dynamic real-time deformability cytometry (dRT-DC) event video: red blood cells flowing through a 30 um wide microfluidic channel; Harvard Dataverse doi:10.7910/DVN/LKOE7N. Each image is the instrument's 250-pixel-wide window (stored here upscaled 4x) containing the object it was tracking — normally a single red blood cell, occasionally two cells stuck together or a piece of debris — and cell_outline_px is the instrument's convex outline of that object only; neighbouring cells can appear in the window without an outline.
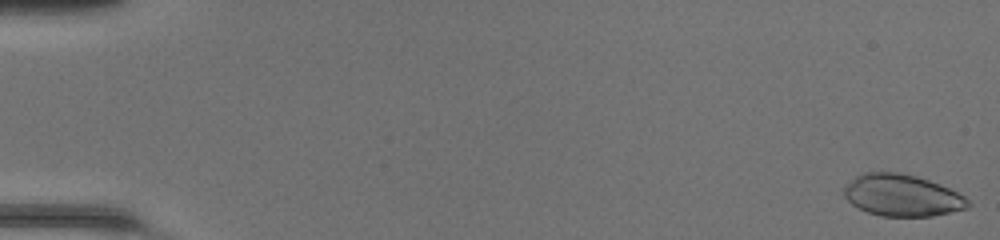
{"species": "common noctule bat (a hibernating species)", "species_latin": "Nyctalus noctula", "temperature_condition": "room temperature", "stored_images_in_passage": 49, "camera_frame_rate_fps": 3000, "um_per_image_px": 0.085, "animal": {"sex": "female", "body_mass_g": 20.0, "forearm_length_mm": 54.0}, "frame": {"image": 1, "passage_image": 1, "time_ms": 0.0, "image_size_px": [1000, 240], "cell_outline_px": [[972, 204], [968, 208], [932, 216], [880, 216], [868, 212], [852, 204], [844, 196], [844, 184], [856, 176], [864, 172], [900, 172], [916, 176], [928, 180], [948, 188], [964, 196]], "centroid_in_image_um": [76.66, 16.6], "position_along_channel_um": 8.3, "area_um2": 30.11}}
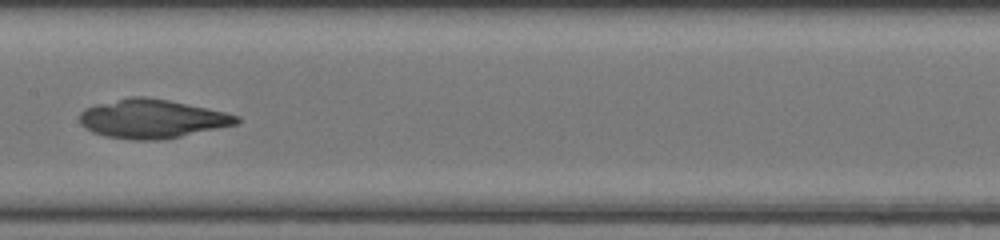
{"frame": {"image": 2, "passage_image": 26, "time_ms": 8.333, "image_size_px": [1000, 240], "cell_outline_px": [[240, 120], [236, 124], [180, 136], [156, 140], [132, 140], [104, 136], [92, 132], [80, 124], [80, 112], [84, 108], [96, 104], [132, 96], [144, 96], [168, 100], [208, 108], [240, 116]], "centroid_in_image_um": [12.88, 10.09], "position_along_channel_um": 194.5, "area_um2": 35.32}}
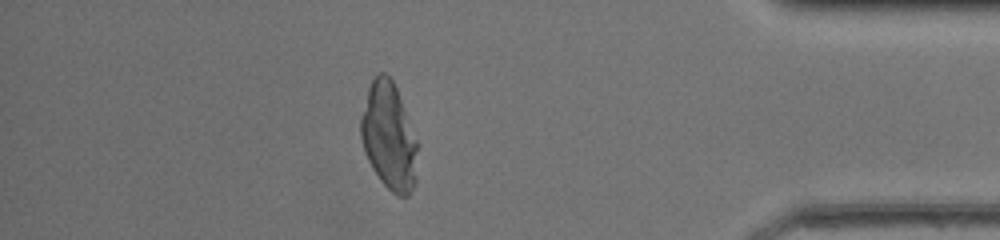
{"frame": {"image": 3, "passage_image": 43, "time_ms": 14.0, "image_size_px": [1000, 240], "cell_outline_px": [[416, 184], [408, 196], [396, 196], [380, 180], [372, 168], [364, 152], [360, 136], [360, 116], [368, 88], [372, 80], [380, 72], [384, 72], [392, 80], [396, 88], [416, 140]], "centroid_in_image_um": [33.03, 11.62], "position_along_channel_um": 402.2, "area_um2": 35.08}}